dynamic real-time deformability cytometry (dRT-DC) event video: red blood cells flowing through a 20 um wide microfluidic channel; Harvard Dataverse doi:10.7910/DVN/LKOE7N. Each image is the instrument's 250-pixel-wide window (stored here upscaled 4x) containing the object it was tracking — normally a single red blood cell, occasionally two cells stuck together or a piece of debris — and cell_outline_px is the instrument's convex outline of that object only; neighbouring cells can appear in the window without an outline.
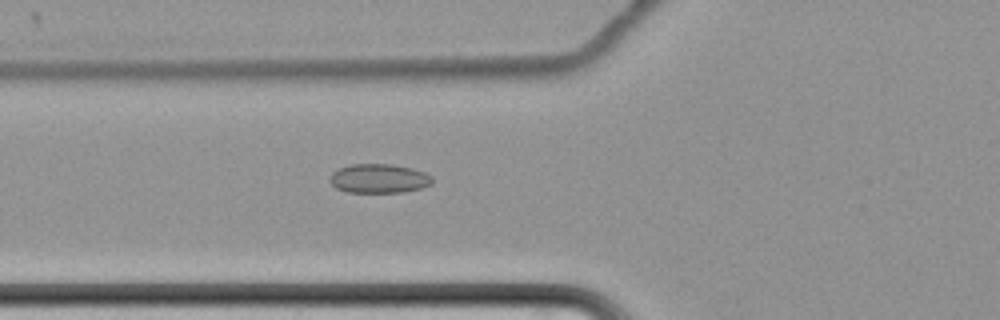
{"species": "common noctule bat (a hibernating species)", "species_latin": "Nyctalus noctula", "temperature_condition": "cold", "stored_images_in_passage": 56, "camera_frame_rate_fps": 3000, "um_per_image_px": 0.085, "animal": {"sex": "female", "body_mass_g": 22.7, "forearm_length_mm": 54.2}, "frame": {"image": 1, "passage_image": 19, "time_ms": 6.0, "image_size_px": [1000, 320], "cell_outline_px": [[432, 184], [420, 188], [404, 192], [348, 192], [336, 188], [328, 180], [332, 172], [348, 164], [392, 164], [412, 168], [424, 172], [432, 176]], "centroid_in_image_um": [32.2, 15.16], "position_along_channel_um": 93.6, "area_um2": 17.46}}
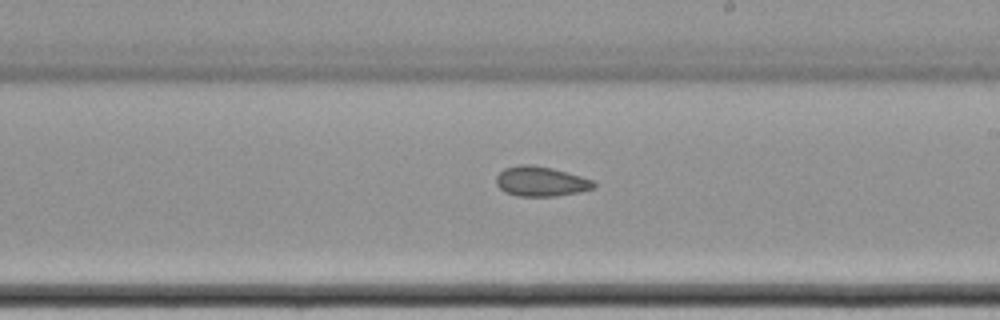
{"frame": {"image": 2, "passage_image": 32, "time_ms": 10.333, "image_size_px": [1000, 320], "cell_outline_px": [[596, 188], [580, 192], [556, 196], [516, 196], [504, 192], [496, 184], [496, 176], [504, 168], [520, 164], [532, 164], [552, 168], [580, 176], [592, 180], [596, 184]], "centroid_in_image_um": [45.96, 15.42], "position_along_channel_um": 243.0, "area_um2": 17.11}}
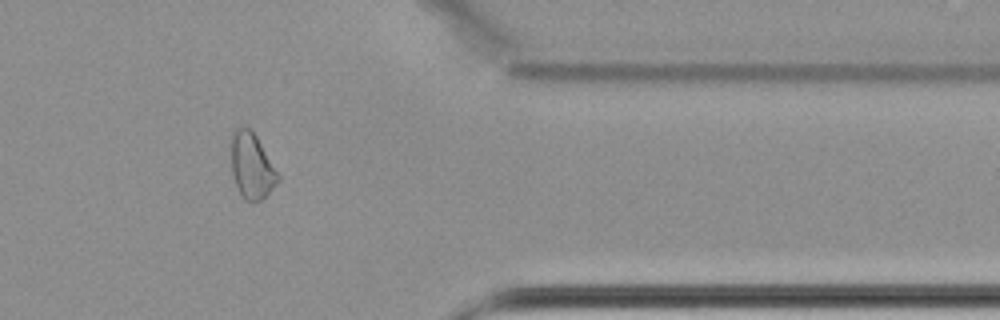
{"frame": {"image": 3, "passage_image": 46, "time_ms": 15.0, "image_size_px": [1000, 320], "cell_outline_px": [[280, 180], [260, 200], [244, 200], [236, 184], [232, 172], [232, 132], [236, 128], [248, 128], [256, 136], [280, 176]], "centroid_in_image_um": [21.4, 14.1], "position_along_channel_um": 390.0, "area_um2": 17.28}, "authors_computed_cell_mechanics": {"area_um2": 17.8024, "velocity_mm_per_s": 3.4512, "shape_relaxation_time_tau1_ms": null, "shape_relaxation_time_tau2_ms": 8.9341, "deformation_change_tau1": null, "deformation_change_tau2": 0.1185}}